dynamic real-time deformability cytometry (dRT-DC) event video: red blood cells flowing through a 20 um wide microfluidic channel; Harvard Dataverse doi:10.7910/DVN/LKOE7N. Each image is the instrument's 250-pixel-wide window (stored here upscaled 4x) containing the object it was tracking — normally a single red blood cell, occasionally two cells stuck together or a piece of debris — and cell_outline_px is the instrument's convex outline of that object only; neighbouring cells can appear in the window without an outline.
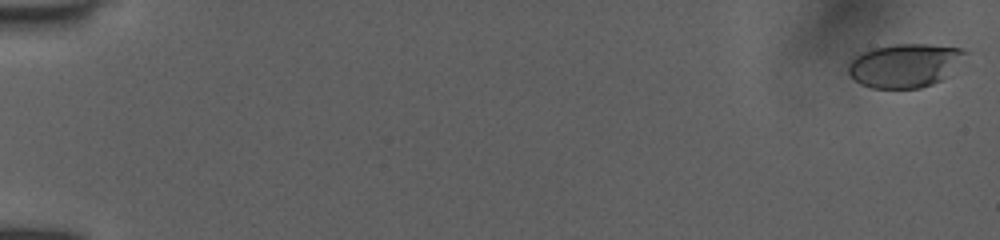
{"species": "human", "species_latin": "Homo sapiens", "temperature_condition": "room temperature", "stored_images_in_passage": 30, "camera_frame_rate_fps": 3000, "um_per_image_px": 0.085, "donor": {"sex": "female"}, "frame": {"image": 1, "passage_image": 1, "time_ms": 0.0, "image_size_px": [1000, 240], "cell_outline_px": [[968, 52], [940, 80], [932, 84], [920, 88], [872, 88], [860, 84], [848, 72], [848, 64], [856, 56], [872, 48], [892, 44], [928, 44], [960, 48]], "centroid_in_image_um": [76.85, 5.55], "position_along_channel_um": 8.1, "area_um2": 29.19}}
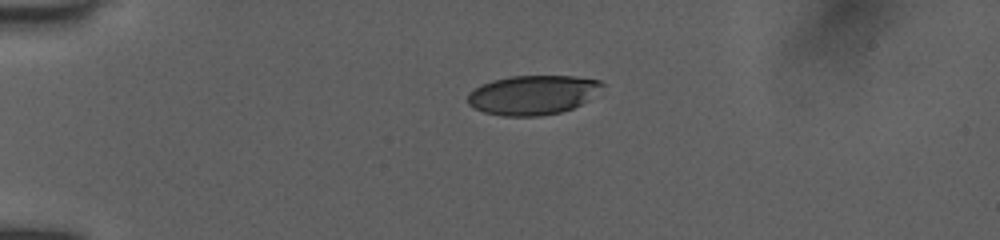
{"frame": {"image": 2, "passage_image": 21, "time_ms": 4.333, "image_size_px": [1000, 240], "cell_outline_px": [[604, 84], [588, 100], [572, 108], [560, 112], [540, 116], [500, 116], [484, 112], [468, 104], [468, 92], [480, 84], [492, 80], [508, 76], [576, 76], [600, 80]], "centroid_in_image_um": [45.24, 8.06], "position_along_channel_um": 39.8, "area_um2": 30.87}}